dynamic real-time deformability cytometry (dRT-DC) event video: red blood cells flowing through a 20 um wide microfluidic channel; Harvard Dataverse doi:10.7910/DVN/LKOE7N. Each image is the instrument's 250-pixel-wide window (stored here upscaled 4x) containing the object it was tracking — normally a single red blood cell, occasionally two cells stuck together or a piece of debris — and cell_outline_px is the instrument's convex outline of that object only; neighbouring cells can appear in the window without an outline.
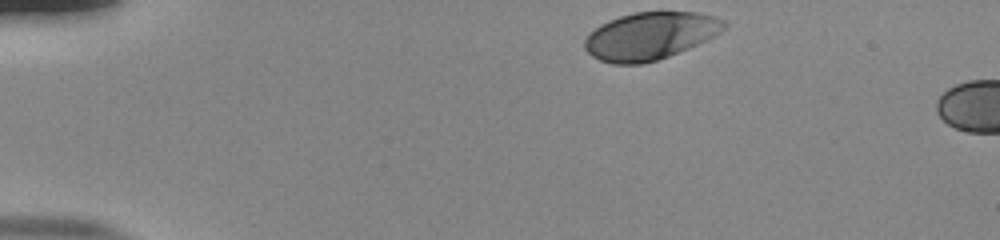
{"species": "human", "species_latin": "Homo sapiens", "temperature_condition": "room temperature", "stored_images_in_passage": 5, "camera_frame_rate_fps": 3000, "um_per_image_px": 0.085, "donor": {"sex": "male"}, "frame": {"image": 1, "passage_image": 1, "time_ms": 0.0, "image_size_px": [1000, 240], "cell_outline_px": [[728, 24], [720, 32], [688, 48], [668, 56], [656, 60], [640, 64], [612, 64], [600, 60], [592, 56], [584, 48], [584, 40], [600, 24], [608, 20], [620, 16], [636, 12], [696, 12], [712, 16], [724, 20]], "centroid_in_image_um": [55.23, 3.05], "position_along_channel_um": 29.8, "area_um2": 38.09}}